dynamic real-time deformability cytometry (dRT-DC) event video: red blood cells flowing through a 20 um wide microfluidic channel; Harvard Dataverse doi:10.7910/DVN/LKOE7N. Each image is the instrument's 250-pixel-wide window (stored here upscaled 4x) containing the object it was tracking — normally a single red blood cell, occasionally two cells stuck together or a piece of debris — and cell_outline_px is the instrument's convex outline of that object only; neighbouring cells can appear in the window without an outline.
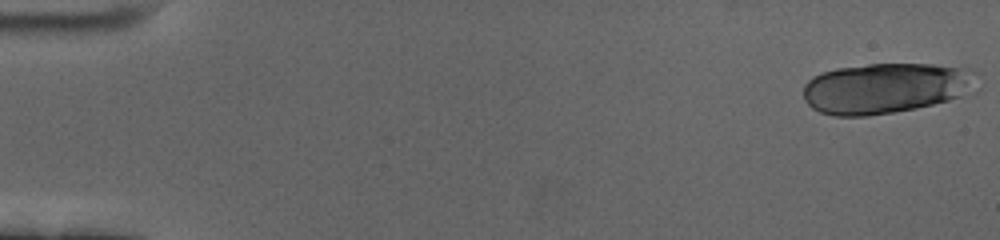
{"species": "human", "species_latin": "Homo sapiens", "temperature_condition": "cold", "stored_images_in_passage": 22, "camera_frame_rate_fps": 3000, "um_per_image_px": 0.085, "donor": {"sex": "female"}, "frame": {"image": 1, "passage_image": 1, "time_ms": 0.0, "image_size_px": [1000, 240], "cell_outline_px": [[980, 88], [976, 92], [948, 100], [916, 108], [868, 116], [836, 116], [820, 112], [812, 108], [804, 100], [804, 84], [812, 76], [836, 68], [868, 64], [932, 64], [968, 68], [972, 72]], "centroid_in_image_um": [75.31, 7.49], "position_along_channel_um": 9.7, "area_um2": 51.5}}
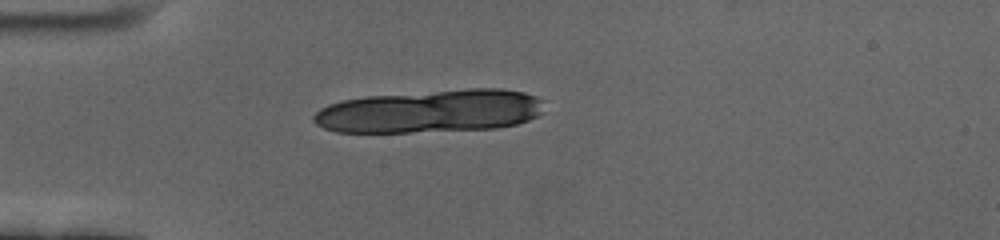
{"frame": {"image": 2, "passage_image": 16, "time_ms": 5.0, "image_size_px": [1000, 240], "cell_outline_px": [[544, 112], [528, 120], [516, 124], [496, 128], [408, 132], [336, 132], [324, 128], [316, 124], [312, 120], [312, 116], [320, 108], [328, 104], [344, 100], [368, 96], [468, 88], [500, 88], [524, 92], [536, 96], [544, 100]], "centroid_in_image_um": [36.61, 9.45], "position_along_channel_um": 48.4, "area_um2": 57.97}}